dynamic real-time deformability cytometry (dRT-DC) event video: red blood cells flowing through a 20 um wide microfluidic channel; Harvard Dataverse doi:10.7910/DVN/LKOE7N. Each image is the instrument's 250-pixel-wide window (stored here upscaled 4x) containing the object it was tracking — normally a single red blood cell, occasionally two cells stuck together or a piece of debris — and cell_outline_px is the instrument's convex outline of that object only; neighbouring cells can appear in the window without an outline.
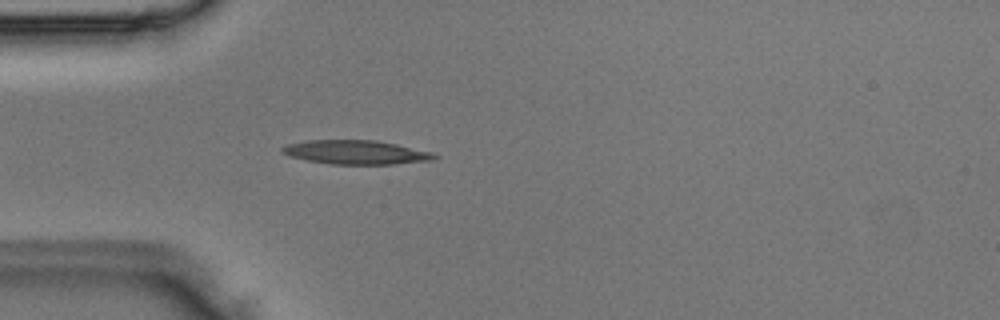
{"species": "Egyptian fruit bat (a non-hibernating species)", "species_latin": "Rousettus aegyptiacus", "temperature_condition": "room temperature", "stored_images_in_passage": 39, "camera_frame_rate_fps": 3000, "um_per_image_px": 0.085, "animal": {"sex": "male"}, "frame": {"image": 1, "passage_image": 5, "time_ms": 1.333, "image_size_px": [1000, 320], "cell_outline_px": [[440, 156], [432, 160], [392, 164], [328, 164], [288, 156], [280, 152], [280, 148], [288, 144], [304, 140], [376, 140], [396, 144], [432, 152]], "centroid_in_image_um": [30.22, 12.94], "position_along_channel_um": 54.8, "area_um2": 21.33}}
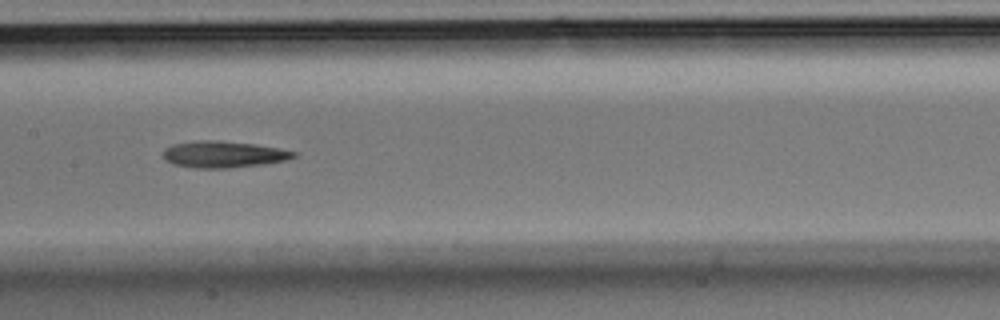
{"frame": {"image": 2, "passage_image": 15, "time_ms": 4.667, "image_size_px": [1000, 320], "cell_outline_px": [[300, 152], [296, 156], [284, 160], [264, 164], [228, 168], [192, 168], [172, 164], [164, 160], [164, 148], [172, 144], [200, 140], [216, 140], [256, 144], [280, 148]], "centroid_in_image_um": [18.99, 13.12], "position_along_channel_um": 188.4, "area_um2": 20.4}}
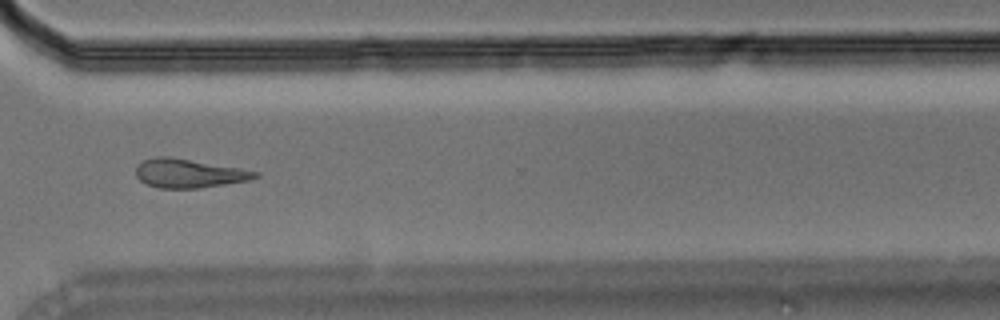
{"frame": {"image": 3, "passage_image": 27, "time_ms": 8.667, "image_size_px": [1000, 320], "cell_outline_px": [[260, 176], [248, 180], [200, 188], [156, 188], [144, 184], [136, 176], [136, 164], [152, 156], [168, 156], [240, 168], [260, 172]], "centroid_in_image_um": [16.0, 14.73], "position_along_channel_um": 354.6, "area_um2": 20.17}}